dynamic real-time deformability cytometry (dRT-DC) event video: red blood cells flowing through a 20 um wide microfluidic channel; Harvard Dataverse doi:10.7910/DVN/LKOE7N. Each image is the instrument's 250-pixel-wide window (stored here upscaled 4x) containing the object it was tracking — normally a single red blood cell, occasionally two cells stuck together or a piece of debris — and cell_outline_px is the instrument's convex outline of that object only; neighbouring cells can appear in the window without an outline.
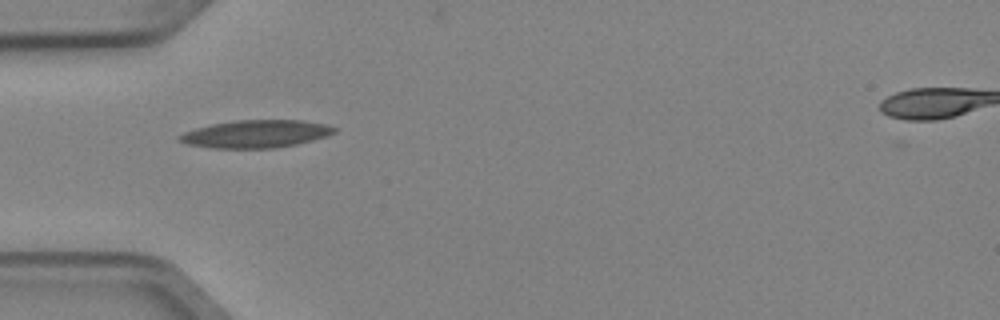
{"species": "Egyptian fruit bat (a non-hibernating species)", "species_latin": "Rousettus aegyptiacus", "temperature_condition": "cold", "stored_images_in_passage": 2, "camera_frame_rate_fps": 3000, "um_per_image_px": 0.085, "animal": {"sex": "female"}, "frame": {"image": 1, "passage_image": 1, "time_ms": 0.0, "image_size_px": [1000, 320], "cell_outline_px": [[340, 128], [336, 132], [312, 140], [296, 144], [276, 148], [212, 148], [188, 144], [180, 140], [176, 136], [184, 132], [196, 128], [212, 124], [236, 120], [300, 120], [328, 124]], "centroid_in_image_um": [21.78, 11.37], "position_along_channel_um": 63.2, "area_um2": 24.97}}
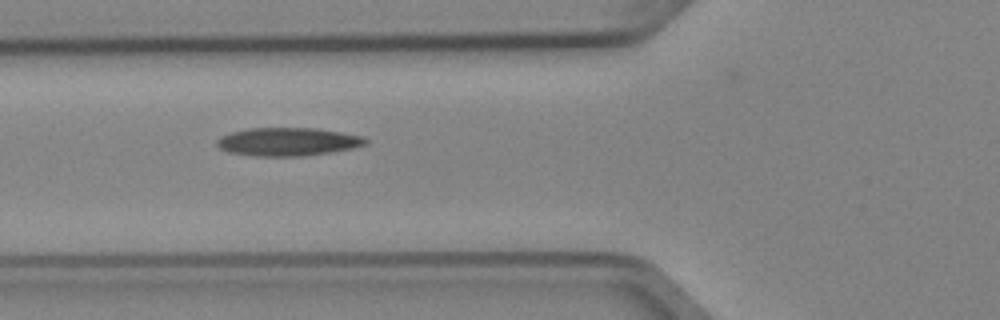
{"frame": {"image": 2, "passage_image": 2, "time_ms": 0.333, "image_size_px": [1000, 320], "cell_outline_px": [[368, 144], [352, 148], [328, 152], [300, 156], [252, 156], [228, 152], [220, 148], [216, 144], [216, 140], [220, 136], [232, 132], [248, 128], [316, 128], [364, 136], [368, 140]], "centroid_in_image_um": [24.45, 12.04], "position_along_channel_um": 101.4, "area_um2": 24.45}}